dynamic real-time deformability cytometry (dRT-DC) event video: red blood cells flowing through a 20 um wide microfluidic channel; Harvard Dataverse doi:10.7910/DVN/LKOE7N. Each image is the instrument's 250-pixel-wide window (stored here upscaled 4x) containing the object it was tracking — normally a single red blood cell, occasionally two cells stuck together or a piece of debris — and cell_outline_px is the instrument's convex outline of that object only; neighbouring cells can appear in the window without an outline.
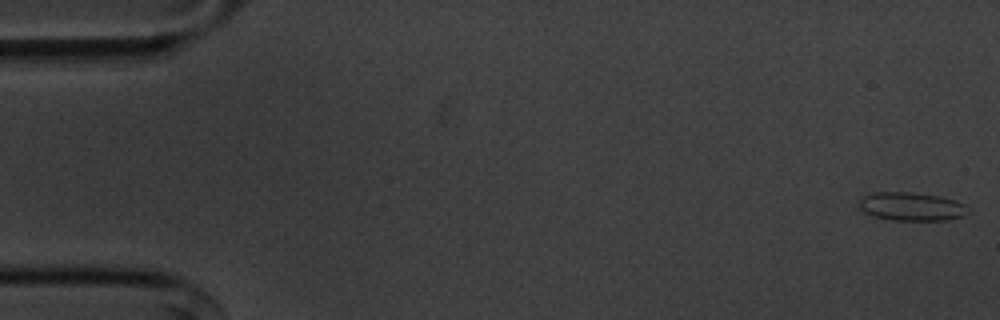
{"species": "common noctule bat (a hibernating species)", "species_latin": "Nyctalus noctula", "temperature_condition": "cold", "stored_images_in_passage": 54, "segment_of_instrument_passage": [1, 2], "camera_frame_rate_fps": 3000, "um_per_image_px": 0.085, "animal": {"sex": "male", "body_mass_g": 20.1, "forearm_length_mm": 53.5}, "frame": {"image": 1, "passage_image": 1, "time_ms": 0.0, "image_size_px": [1000, 320], "cell_outline_px": [[972, 212], [964, 216], [948, 220], [892, 220], [872, 216], [864, 212], [860, 208], [860, 200], [864, 196], [872, 192], [912, 192], [940, 196], [956, 200], [964, 204]], "centroid_in_image_um": [77.52, 17.56], "position_along_channel_um": 7.5, "area_um2": 18.26}}
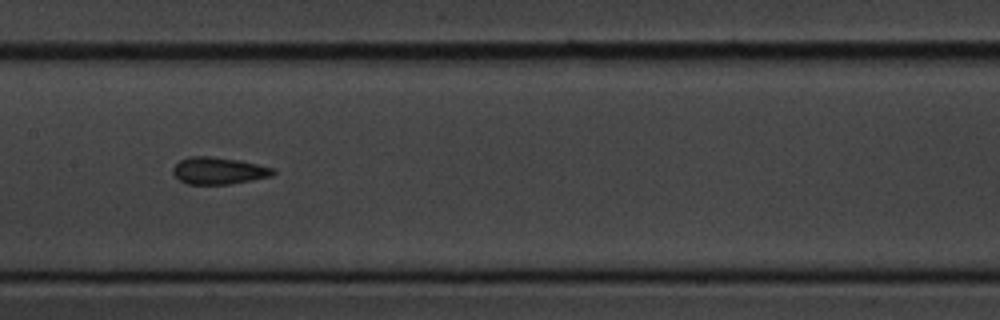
{"frame": {"image": 2, "passage_image": 27, "time_ms": 8.667, "image_size_px": [1000, 320], "cell_outline_px": [[276, 172], [272, 176], [252, 180], [228, 184], [188, 184], [180, 180], [172, 172], [172, 168], [180, 160], [192, 156], [212, 156], [240, 160], [276, 168]], "centroid_in_image_um": [18.62, 14.5], "position_along_channel_um": 188.8, "area_um2": 15.84}}
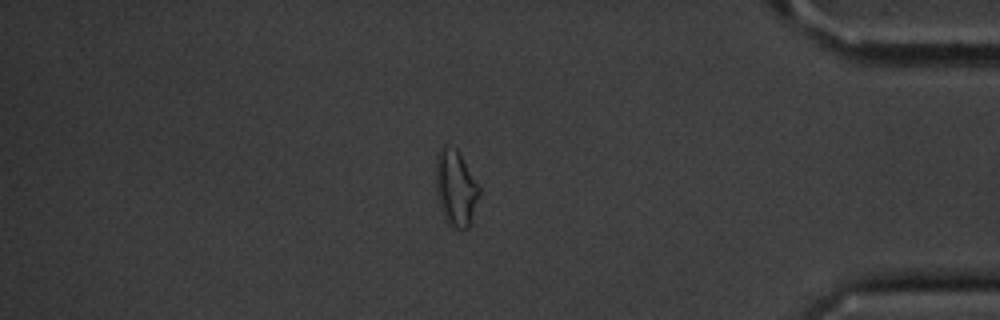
{"frame": {"image": 3, "passage_image": 47, "time_ms": 15.333, "image_size_px": [1000, 320], "cell_outline_px": [[480, 192], [468, 228], [456, 228], [448, 224], [444, 220], [436, 196], [436, 156], [440, 148], [444, 144], [448, 144], [456, 148], [480, 184]], "centroid_in_image_um": [38.72, 15.94], "position_along_channel_um": 396.5, "area_um2": 19.48}}